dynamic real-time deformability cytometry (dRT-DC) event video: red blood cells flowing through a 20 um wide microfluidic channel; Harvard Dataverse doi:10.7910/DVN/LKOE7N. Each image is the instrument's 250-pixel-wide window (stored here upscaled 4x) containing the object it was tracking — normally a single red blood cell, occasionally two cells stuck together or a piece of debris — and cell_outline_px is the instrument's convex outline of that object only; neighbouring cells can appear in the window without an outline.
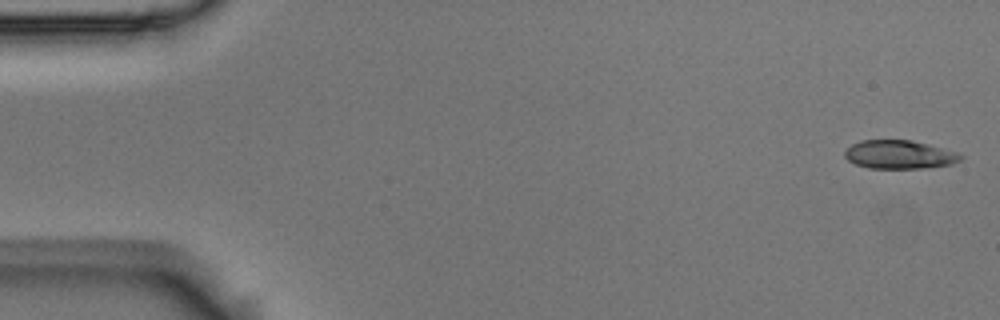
{"species": "Egyptian fruit bat (a non-hibernating species)", "species_latin": "Rousettus aegyptiacus", "temperature_condition": "room temperature", "stored_images_in_passage": 5, "camera_frame_rate_fps": 3000, "um_per_image_px": 0.085, "animal": {"sex": "male"}, "frame": {"image": 1, "passage_image": 1, "time_ms": 0.0, "image_size_px": [1000, 320], "cell_outline_px": [[964, 156], [960, 160], [952, 164], [924, 168], [868, 168], [856, 164], [848, 160], [844, 156], [844, 152], [852, 144], [860, 140], [912, 140], [928, 144], [956, 152]], "centroid_in_image_um": [76.44, 13.13], "position_along_channel_um": 8.6, "area_um2": 19.19}}
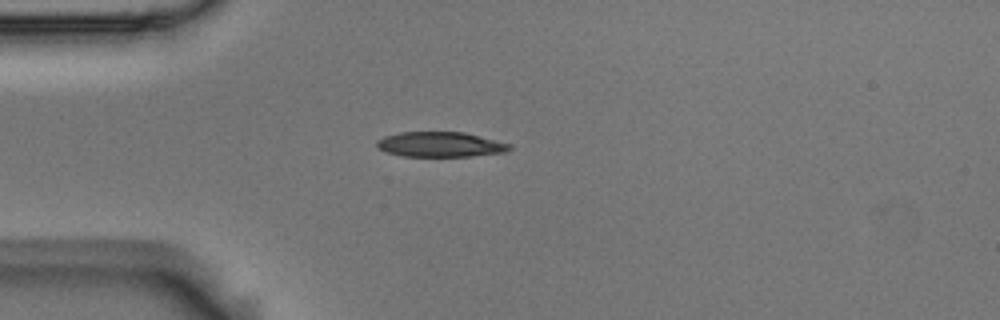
{"frame": {"image": 2, "passage_image": 4, "time_ms": 1.0, "image_size_px": [1000, 320], "cell_outline_px": [[512, 148], [504, 152], [468, 156], [404, 156], [388, 152], [376, 148], [376, 140], [384, 136], [400, 132], [464, 132], [512, 144]], "centroid_in_image_um": [37.4, 12.27], "position_along_channel_um": 47.6, "area_um2": 19.31}}